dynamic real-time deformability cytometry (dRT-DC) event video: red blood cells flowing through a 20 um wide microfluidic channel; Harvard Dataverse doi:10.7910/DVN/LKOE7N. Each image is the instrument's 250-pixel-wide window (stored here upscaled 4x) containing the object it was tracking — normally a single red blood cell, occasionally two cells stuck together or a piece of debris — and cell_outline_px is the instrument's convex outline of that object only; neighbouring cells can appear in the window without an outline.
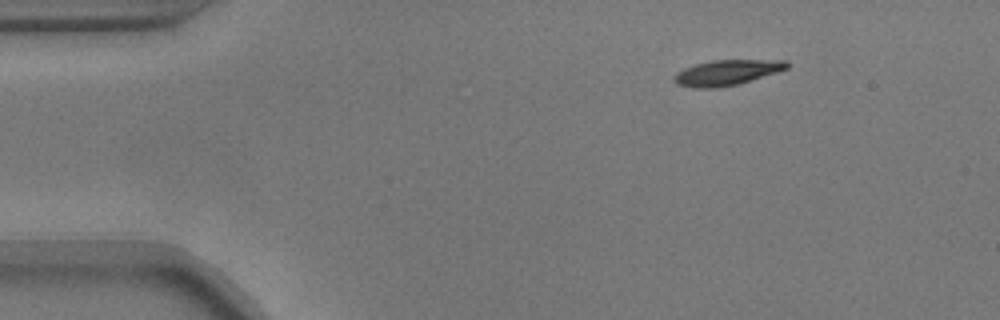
{"species": "common noctule bat (a hibernating species)", "species_latin": "Nyctalus noctula", "temperature_condition": "warm", "stored_images_in_passage": 48, "camera_frame_rate_fps": 3000, "um_per_image_px": 0.085, "animal": {"sex": "male", "body_mass_g": 17.9}, "frame": {"image": 1, "passage_image": 1, "time_ms": 0.0, "image_size_px": [1000, 320], "cell_outline_px": [[788, 68], [776, 72], [736, 84], [716, 88], [696, 88], [676, 84], [672, 80], [672, 76], [676, 72], [684, 68], [696, 64], [712, 60], [788, 60]], "centroid_in_image_um": [61.72, 6.16], "position_along_channel_um": 23.3, "area_um2": 16.53}}
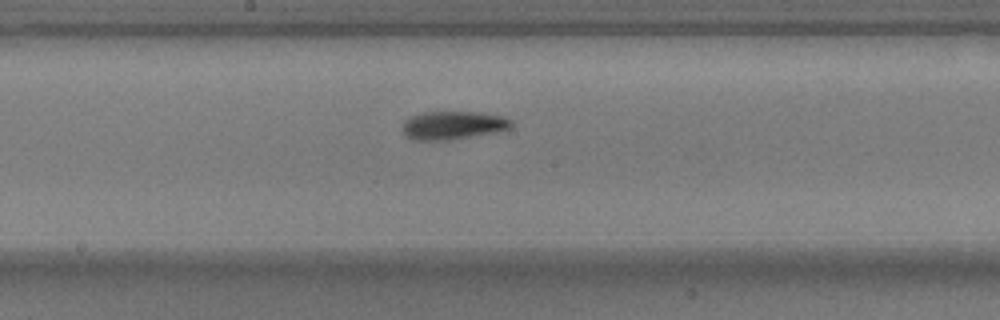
{"frame": {"image": 2, "passage_image": 22, "time_ms": 7.0, "image_size_px": [1000, 320], "cell_outline_px": [[512, 128], [492, 132], [448, 140], [412, 140], [404, 136], [404, 120], [412, 116], [424, 112], [484, 112], [504, 116], [512, 120]], "centroid_in_image_um": [38.51, 10.64], "position_along_channel_um": 209.7, "area_um2": 17.86}}
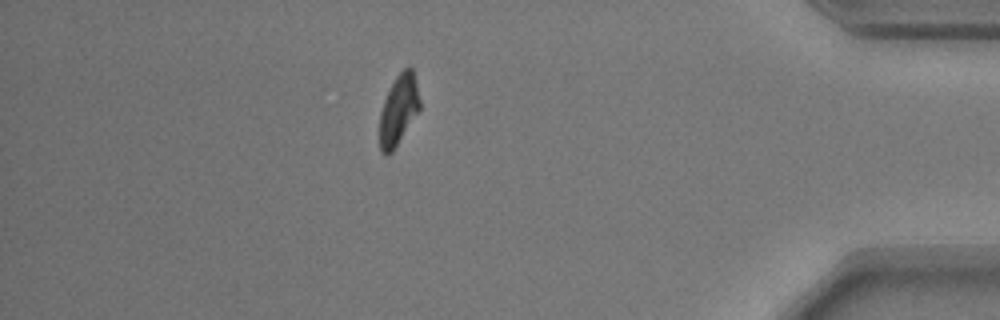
{"frame": {"image": 3, "passage_image": 41, "time_ms": 13.333, "image_size_px": [1000, 320], "cell_outline_px": [[420, 108], [392, 152], [388, 156], [384, 156], [380, 152], [380, 112], [384, 100], [396, 76], [408, 64], [412, 68], [420, 100]], "centroid_in_image_um": [33.86, 9.35], "position_along_channel_um": 401.3, "area_um2": 16.18}, "authors_computed_cell_mechanics": {"area_um2": 17.2822, "velocity_mm_per_s": 3.6863, "shape_relaxation_time_tau1_ms": 2.7284, "shape_relaxation_time_tau2_ms": 5.1314, "deformation_change_tau1": 0.1749, "deformation_change_tau2": 0.1336}}